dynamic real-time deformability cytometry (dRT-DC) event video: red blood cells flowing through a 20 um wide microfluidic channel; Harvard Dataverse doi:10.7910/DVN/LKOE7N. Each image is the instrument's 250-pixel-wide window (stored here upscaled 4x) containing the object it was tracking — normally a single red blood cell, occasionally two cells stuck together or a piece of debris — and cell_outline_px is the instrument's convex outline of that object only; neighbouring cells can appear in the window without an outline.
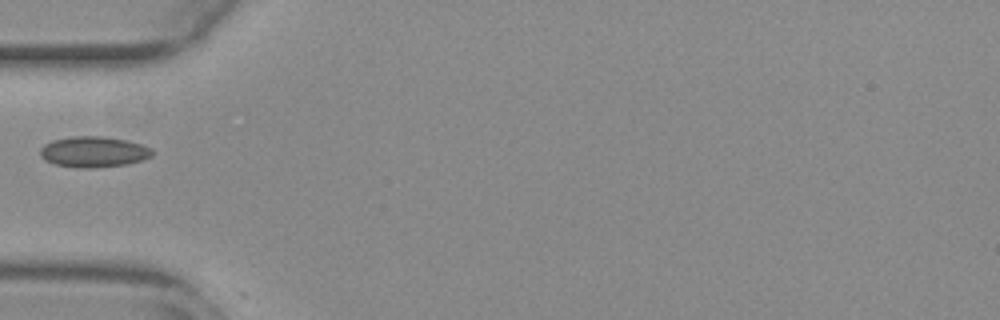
{"species": "common noctule bat (a hibernating species)", "species_latin": "Nyctalus noctula", "temperature_condition": "warm", "stored_images_in_passage": 36, "camera_frame_rate_fps": 3000, "um_per_image_px": 0.085, "animal": {"sex": "female", "body_mass_g": 29.2, "forearm_length_mm": 56.3}, "frame": {"image": 1, "passage_image": 1, "time_ms": 0.0, "image_size_px": [1000, 320], "cell_outline_px": [[152, 156], [144, 160], [128, 164], [92, 168], [76, 168], [56, 164], [44, 160], [40, 156], [40, 148], [44, 144], [52, 140], [72, 136], [100, 136], [128, 140], [152, 148]], "centroid_in_image_um": [7.95, 12.91], "position_along_channel_um": 77.0, "area_um2": 20.29}}
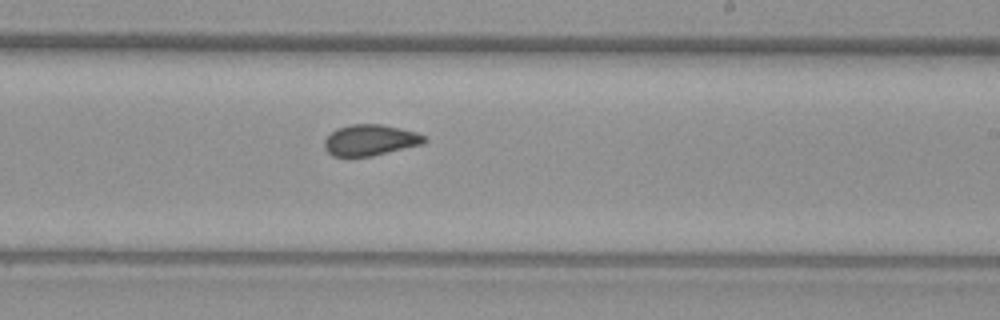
{"frame": {"image": 2, "passage_image": 15, "time_ms": 4.667, "image_size_px": [1000, 320], "cell_outline_px": [[428, 140], [424, 144], [372, 156], [332, 156], [324, 148], [324, 140], [336, 128], [352, 124], [380, 124], [400, 128], [416, 132], [424, 136]], "centroid_in_image_um": [31.48, 11.91], "position_along_channel_um": 257.5, "area_um2": 18.09}}
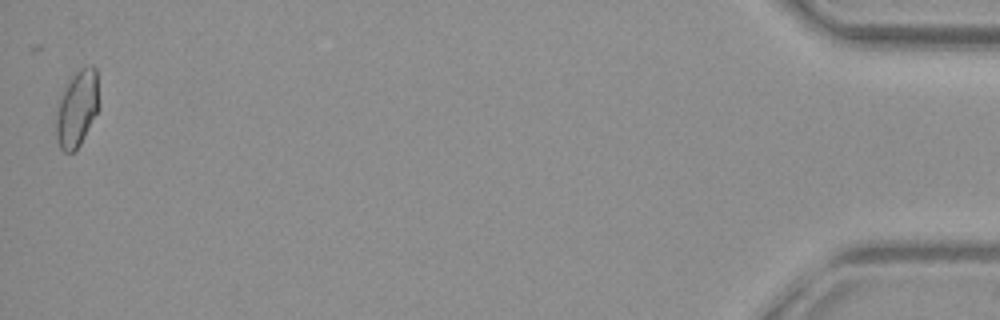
{"frame": {"image": 3, "passage_image": 36, "time_ms": 11.667, "image_size_px": [1000, 320], "cell_outline_px": [[100, 104], [80, 144], [72, 152], [64, 152], [60, 148], [56, 140], [56, 100], [68, 80], [80, 68], [92, 64], [96, 68]], "centroid_in_image_um": [6.52, 9.17], "position_along_channel_um": 428.7, "area_um2": 19.42}}